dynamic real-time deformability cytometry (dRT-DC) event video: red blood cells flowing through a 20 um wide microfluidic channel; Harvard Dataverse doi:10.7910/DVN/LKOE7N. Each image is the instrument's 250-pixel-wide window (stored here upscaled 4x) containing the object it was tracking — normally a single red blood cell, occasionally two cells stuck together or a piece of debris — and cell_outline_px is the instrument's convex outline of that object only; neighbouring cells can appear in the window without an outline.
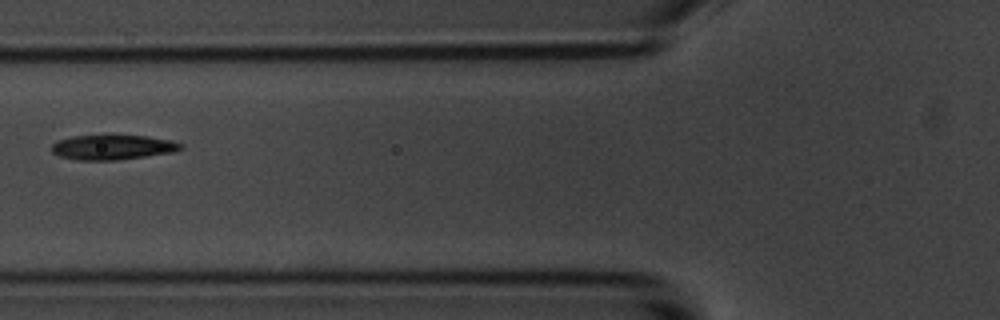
{"species": "common noctule bat (a hibernating species)", "species_latin": "Nyctalus noctula", "temperature_condition": "room temperature", "stored_images_in_passage": 6, "camera_frame_rate_fps": 3000, "um_per_image_px": 0.085, "animal": {"sex": "male", "body_mass_g": 20.1, "forearm_length_mm": 53.5}, "frame": {"image": 1, "passage_image": 6, "time_ms": 6.667, "image_size_px": [1000, 320], "cell_outline_px": [[184, 148], [172, 152], [116, 160], [76, 160], [60, 156], [52, 152], [52, 144], [60, 140], [72, 136], [148, 136], [172, 140], [184, 144]], "centroid_in_image_um": [9.6, 12.52], "position_along_channel_um": 116.2, "area_um2": 18.44}}